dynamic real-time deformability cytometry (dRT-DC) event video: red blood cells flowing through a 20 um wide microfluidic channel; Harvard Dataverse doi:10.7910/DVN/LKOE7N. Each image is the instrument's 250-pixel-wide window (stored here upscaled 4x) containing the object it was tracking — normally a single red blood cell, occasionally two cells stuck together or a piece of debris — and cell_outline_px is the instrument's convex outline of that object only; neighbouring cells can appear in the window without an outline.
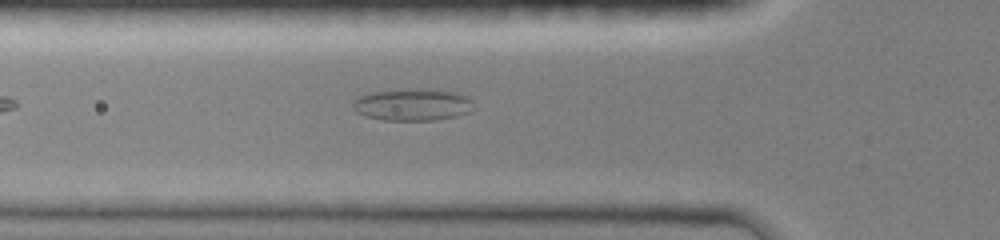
{"species": "common noctule bat (a hibernating species)", "species_latin": "Nyctalus noctula", "temperature_condition": "room temperature", "stored_images_in_passage": 36, "camera_frame_rate_fps": 3000, "um_per_image_px": 0.085, "animal": {"sex": "female", "body_mass_g": 19.0, "forearm_length_mm": 51.5}, "frame": {"image": 1, "passage_image": 8, "time_ms": 2.333, "image_size_px": [1000, 240], "cell_outline_px": [[472, 112], [456, 116], [436, 120], [380, 120], [364, 116], [356, 112], [352, 104], [356, 96], [368, 92], [408, 88], [432, 88], [456, 92], [472, 100]], "centroid_in_image_um": [35.03, 8.88], "position_along_channel_um": 90.8, "area_um2": 23.12}}
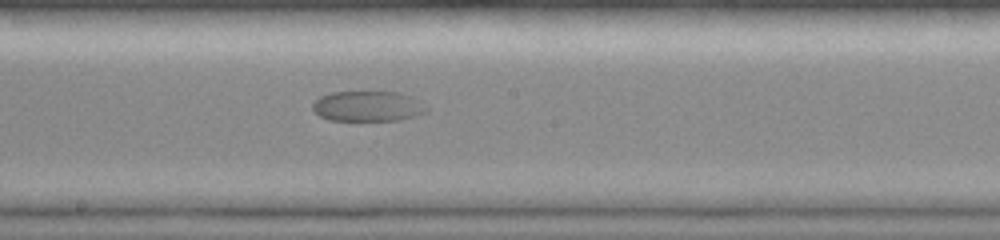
{"frame": {"image": 2, "passage_image": 18, "time_ms": 5.667, "image_size_px": [1000, 240], "cell_outline_px": [[428, 108], [424, 112], [412, 116], [396, 120], [328, 120], [320, 116], [312, 108], [312, 104], [320, 96], [332, 92], [396, 92], [412, 96]], "centroid_in_image_um": [31.22, 9.02], "position_along_channel_um": 217.0, "area_um2": 19.83}}
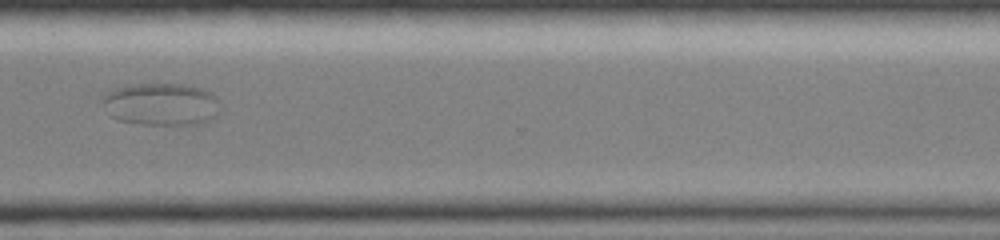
{"frame": {"image": 3, "passage_image": 29, "time_ms": 9.333, "image_size_px": [1000, 240], "cell_outline_px": [[220, 112], [216, 116], [200, 124], [140, 124], [116, 120], [108, 116], [100, 100], [100, 96], [104, 92], [128, 84], [184, 84], [200, 88], [212, 92], [220, 100]], "centroid_in_image_um": [13.66, 8.85], "position_along_channel_um": 356.9, "area_um2": 29.88}}